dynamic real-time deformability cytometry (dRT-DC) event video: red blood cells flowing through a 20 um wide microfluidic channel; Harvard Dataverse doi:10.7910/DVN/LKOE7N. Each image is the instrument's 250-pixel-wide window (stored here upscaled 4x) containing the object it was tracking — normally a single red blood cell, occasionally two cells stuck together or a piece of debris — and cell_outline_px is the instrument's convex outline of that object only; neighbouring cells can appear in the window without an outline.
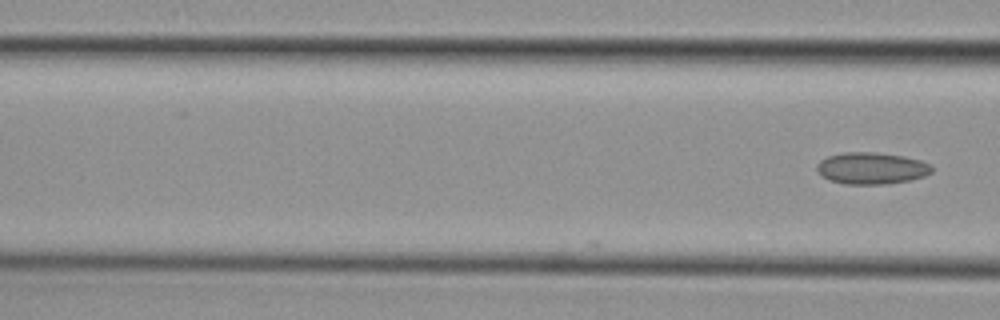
{"species": "common noctule bat (a hibernating species)", "species_latin": "Nyctalus noctula", "temperature_condition": "cold", "stored_images_in_passage": 6, "camera_frame_rate_fps": 3000, "um_per_image_px": 0.085, "animal": {"sex": "female", "body_mass_g": 29.2, "forearm_length_mm": 56.3}, "frame": {"image": 1, "passage_image": 6, "time_ms": 1.667, "image_size_px": [1000, 320], "cell_outline_px": [[932, 172], [924, 176], [908, 180], [888, 184], [844, 184], [828, 180], [816, 168], [816, 164], [820, 160], [828, 156], [844, 152], [876, 152], [904, 156], [920, 160], [932, 164]], "centroid_in_image_um": [74.09, 14.29], "position_along_channel_um": 92.5, "area_um2": 21.33}}